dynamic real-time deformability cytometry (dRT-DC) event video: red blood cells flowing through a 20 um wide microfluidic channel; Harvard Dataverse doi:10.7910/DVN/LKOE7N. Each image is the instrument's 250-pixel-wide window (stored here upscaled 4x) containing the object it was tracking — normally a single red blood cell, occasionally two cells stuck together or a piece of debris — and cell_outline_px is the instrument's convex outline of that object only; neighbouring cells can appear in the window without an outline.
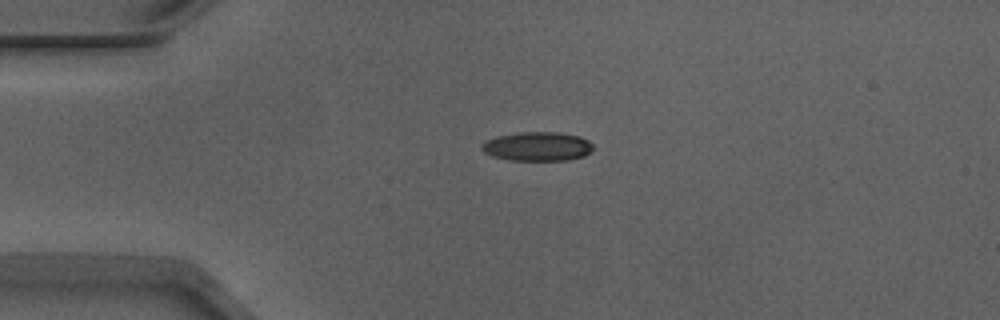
{"species": "Egyptian fruit bat (a non-hibernating species)", "species_latin": "Rousettus aegyptiacus", "temperature_condition": "warm", "stored_images_in_passage": 41, "camera_frame_rate_fps": 3000, "um_per_image_px": 0.085, "animal": {"sex": "male"}, "frame": {"image": 1, "passage_image": 1, "time_ms": 0.0, "image_size_px": [1000, 320], "cell_outline_px": [[592, 148], [584, 156], [568, 160], [508, 160], [492, 156], [484, 152], [480, 148], [484, 140], [496, 136], [520, 132], [556, 132], [580, 136], [588, 140], [592, 144]], "centroid_in_image_um": [45.63, 12.44], "position_along_channel_um": 39.4, "area_um2": 18.9}}
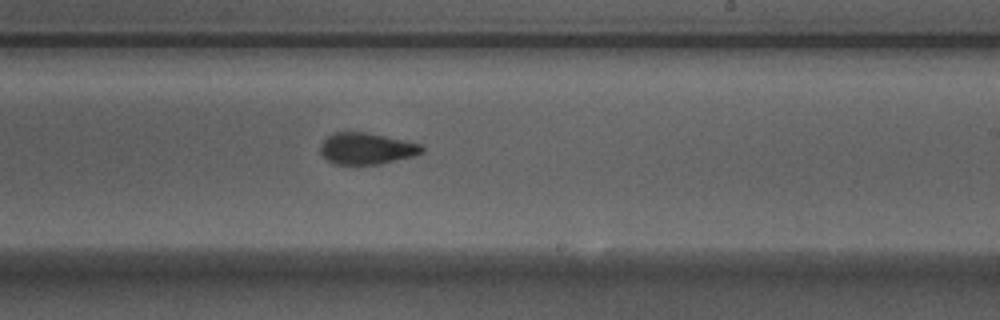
{"frame": {"image": 2, "passage_image": 20, "time_ms": 6.333, "image_size_px": [1000, 320], "cell_outline_px": [[424, 152], [416, 156], [380, 164], [332, 164], [320, 152], [320, 144], [332, 132], [364, 132], [384, 136], [420, 144], [424, 148]], "centroid_in_image_um": [31.16, 12.63], "position_along_channel_um": 257.8, "area_um2": 18.61}}
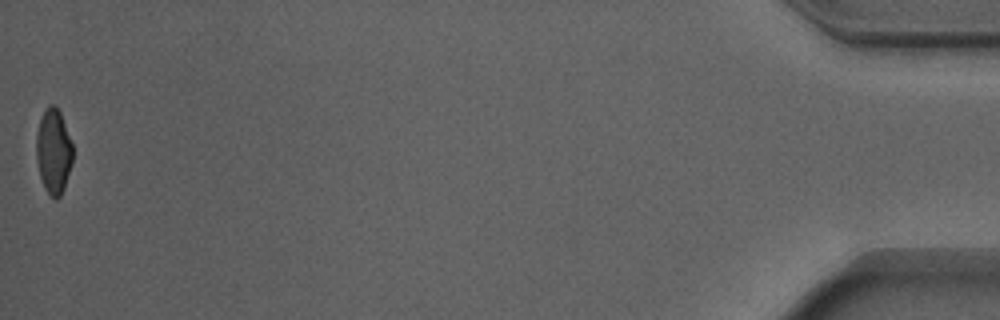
{"frame": {"image": 3, "passage_image": 41, "time_ms": 13.333, "image_size_px": [1000, 320], "cell_outline_px": [[72, 164], [64, 188], [60, 196], [56, 200], [44, 188], [40, 176], [36, 156], [36, 136], [40, 120], [44, 108], [48, 104], [56, 104], [60, 112], [72, 144]], "centroid_in_image_um": [4.54, 12.83], "position_along_channel_um": 430.7, "area_um2": 18.03}, "authors_computed_cell_mechanics": {"area_um2": 19.1896, "velocity_mm_per_s": 3.9274, "shape_relaxation_time_tau1_ms": 3.3028, "shape_relaxation_time_tau2_ms": 1.4799, "deformation_change_tau1": 0.154, "deformation_change_tau2": 0.0847}}